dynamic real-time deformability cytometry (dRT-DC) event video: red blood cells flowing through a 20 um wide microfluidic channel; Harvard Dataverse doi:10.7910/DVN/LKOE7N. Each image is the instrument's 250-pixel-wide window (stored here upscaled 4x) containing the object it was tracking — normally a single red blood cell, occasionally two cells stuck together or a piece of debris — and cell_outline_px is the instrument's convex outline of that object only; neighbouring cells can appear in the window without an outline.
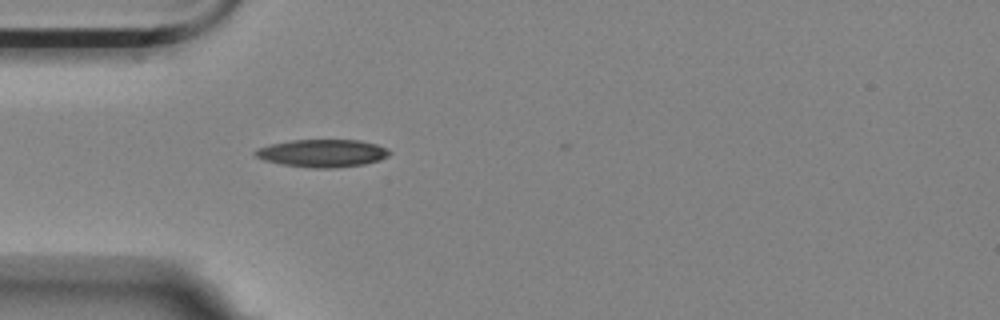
{"species": "Egyptian fruit bat (a non-hibernating species)", "species_latin": "Rousettus aegyptiacus", "temperature_condition": "room temperature", "stored_images_in_passage": 41, "camera_frame_rate_fps": 3000, "um_per_image_px": 0.085, "animal": {"sex": "female"}, "frame": {"image": 1, "passage_image": 1, "time_ms": 0.0, "image_size_px": [1000, 320], "cell_outline_px": [[392, 152], [388, 156], [380, 160], [364, 164], [328, 168], [316, 168], [284, 164], [264, 160], [256, 156], [252, 152], [260, 148], [272, 144], [292, 140], [360, 140], [376, 144], [388, 148]], "centroid_in_image_um": [27.46, 13.01], "position_along_channel_um": 57.5, "area_um2": 21.39}}
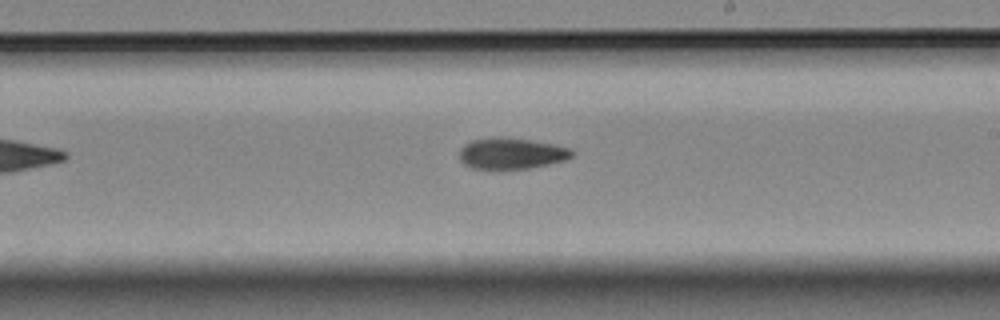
{"frame": {"image": 2, "passage_image": 17, "time_ms": 5.333, "image_size_px": [1000, 320], "cell_outline_px": [[572, 156], [564, 160], [548, 164], [528, 168], [472, 168], [464, 164], [460, 160], [460, 148], [464, 144], [472, 140], [492, 136], [508, 136], [552, 144], [568, 148], [572, 152]], "centroid_in_image_um": [43.41, 13.01], "position_along_channel_um": 245.6, "area_um2": 20.29}}
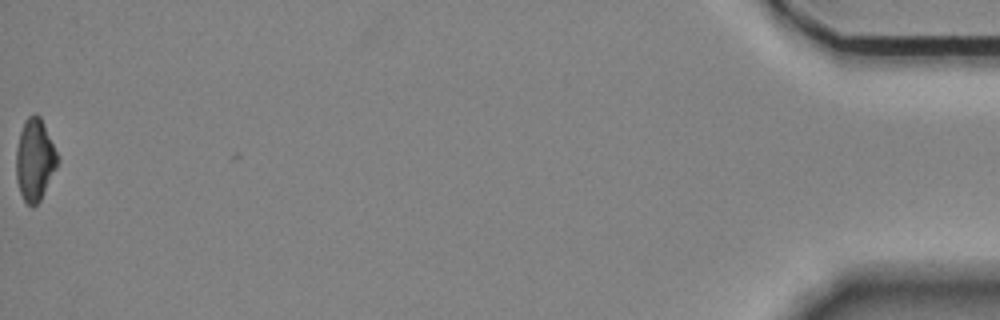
{"frame": {"image": 3, "passage_image": 41, "time_ms": 13.333, "image_size_px": [1000, 320], "cell_outline_px": [[56, 168], [40, 200], [32, 208], [24, 200], [20, 192], [16, 180], [16, 148], [20, 132], [24, 120], [28, 116], [36, 112], [40, 116], [56, 152]], "centroid_in_image_um": [2.91, 13.57], "position_along_channel_um": 432.3, "area_um2": 19.42}, "authors_computed_cell_mechanics": {"area_um2": 20.3456, "velocity_mm_per_s": 3.571, "shape_relaxation_time_tau1_ms": 6.4254, "shape_relaxation_time_tau2_ms": null, "deformation_change_tau1": 0.157, "deformation_change_tau2": null}}